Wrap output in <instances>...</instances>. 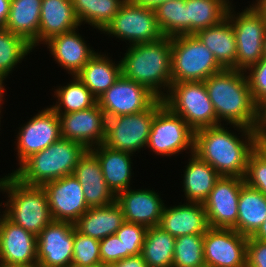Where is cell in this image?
Here are the masks:
<instances>
[{
  "instance_id": "6da1fadb",
  "label": "cell",
  "mask_w": 266,
  "mask_h": 267,
  "mask_svg": "<svg viewBox=\"0 0 266 267\" xmlns=\"http://www.w3.org/2000/svg\"><path fill=\"white\" fill-rule=\"evenodd\" d=\"M232 126L242 132L243 139L222 124L196 130L194 153L220 176L244 178L249 156L258 146L257 131L240 125Z\"/></svg>"
},
{
  "instance_id": "7a4b0ae2",
  "label": "cell",
  "mask_w": 266,
  "mask_h": 267,
  "mask_svg": "<svg viewBox=\"0 0 266 267\" xmlns=\"http://www.w3.org/2000/svg\"><path fill=\"white\" fill-rule=\"evenodd\" d=\"M245 73L242 70L223 69L204 81L218 125L226 121L227 125L256 130L257 105Z\"/></svg>"
},
{
  "instance_id": "3957f363",
  "label": "cell",
  "mask_w": 266,
  "mask_h": 267,
  "mask_svg": "<svg viewBox=\"0 0 266 267\" xmlns=\"http://www.w3.org/2000/svg\"><path fill=\"white\" fill-rule=\"evenodd\" d=\"M126 51L120 60L122 75L144 85L162 99L172 84L171 37L131 45Z\"/></svg>"
},
{
  "instance_id": "277c9868",
  "label": "cell",
  "mask_w": 266,
  "mask_h": 267,
  "mask_svg": "<svg viewBox=\"0 0 266 267\" xmlns=\"http://www.w3.org/2000/svg\"><path fill=\"white\" fill-rule=\"evenodd\" d=\"M0 191L8 196L2 214L25 230L37 236L53 221L42 186L24 184L11 173L0 178Z\"/></svg>"
},
{
  "instance_id": "5b68a950",
  "label": "cell",
  "mask_w": 266,
  "mask_h": 267,
  "mask_svg": "<svg viewBox=\"0 0 266 267\" xmlns=\"http://www.w3.org/2000/svg\"><path fill=\"white\" fill-rule=\"evenodd\" d=\"M87 150L79 142L61 138L32 154L12 174L24 184L42 186L48 181L72 175Z\"/></svg>"
},
{
  "instance_id": "8992f818",
  "label": "cell",
  "mask_w": 266,
  "mask_h": 267,
  "mask_svg": "<svg viewBox=\"0 0 266 267\" xmlns=\"http://www.w3.org/2000/svg\"><path fill=\"white\" fill-rule=\"evenodd\" d=\"M223 68L196 35L171 37L172 82L205 81Z\"/></svg>"
},
{
  "instance_id": "52a82bcc",
  "label": "cell",
  "mask_w": 266,
  "mask_h": 267,
  "mask_svg": "<svg viewBox=\"0 0 266 267\" xmlns=\"http://www.w3.org/2000/svg\"><path fill=\"white\" fill-rule=\"evenodd\" d=\"M162 100L194 131L218 125L204 81L172 82Z\"/></svg>"
},
{
  "instance_id": "ba28073f",
  "label": "cell",
  "mask_w": 266,
  "mask_h": 267,
  "mask_svg": "<svg viewBox=\"0 0 266 267\" xmlns=\"http://www.w3.org/2000/svg\"><path fill=\"white\" fill-rule=\"evenodd\" d=\"M163 105V100L158 98L142 112L107 118L103 144L130 154L147 147L153 118Z\"/></svg>"
},
{
  "instance_id": "9c48e42d",
  "label": "cell",
  "mask_w": 266,
  "mask_h": 267,
  "mask_svg": "<svg viewBox=\"0 0 266 267\" xmlns=\"http://www.w3.org/2000/svg\"><path fill=\"white\" fill-rule=\"evenodd\" d=\"M249 6L236 16L235 9L230 5L226 14L232 24L236 39L235 69L242 71L258 63L264 57L266 19L256 8Z\"/></svg>"
},
{
  "instance_id": "30bf717a",
  "label": "cell",
  "mask_w": 266,
  "mask_h": 267,
  "mask_svg": "<svg viewBox=\"0 0 266 267\" xmlns=\"http://www.w3.org/2000/svg\"><path fill=\"white\" fill-rule=\"evenodd\" d=\"M107 35L128 40L129 45L155 42L165 37L156 20L155 11L126 0L118 13L102 31Z\"/></svg>"
},
{
  "instance_id": "8fae6325",
  "label": "cell",
  "mask_w": 266,
  "mask_h": 267,
  "mask_svg": "<svg viewBox=\"0 0 266 267\" xmlns=\"http://www.w3.org/2000/svg\"><path fill=\"white\" fill-rule=\"evenodd\" d=\"M195 131L165 104L156 112L147 147L156 155L174 156L189 150L194 153Z\"/></svg>"
},
{
  "instance_id": "7c38bea8",
  "label": "cell",
  "mask_w": 266,
  "mask_h": 267,
  "mask_svg": "<svg viewBox=\"0 0 266 267\" xmlns=\"http://www.w3.org/2000/svg\"><path fill=\"white\" fill-rule=\"evenodd\" d=\"M157 99L158 97L147 87L121 74L115 83L97 99V103L107 119L142 112Z\"/></svg>"
},
{
  "instance_id": "4fadbf2b",
  "label": "cell",
  "mask_w": 266,
  "mask_h": 267,
  "mask_svg": "<svg viewBox=\"0 0 266 267\" xmlns=\"http://www.w3.org/2000/svg\"><path fill=\"white\" fill-rule=\"evenodd\" d=\"M244 178L220 176L203 202L210 228L237 231L238 201Z\"/></svg>"
},
{
  "instance_id": "5bb4252c",
  "label": "cell",
  "mask_w": 266,
  "mask_h": 267,
  "mask_svg": "<svg viewBox=\"0 0 266 267\" xmlns=\"http://www.w3.org/2000/svg\"><path fill=\"white\" fill-rule=\"evenodd\" d=\"M16 136V154L20 166L32 154L44 150L62 138L59 115L49 107L44 108L19 127Z\"/></svg>"
},
{
  "instance_id": "9a60e30c",
  "label": "cell",
  "mask_w": 266,
  "mask_h": 267,
  "mask_svg": "<svg viewBox=\"0 0 266 267\" xmlns=\"http://www.w3.org/2000/svg\"><path fill=\"white\" fill-rule=\"evenodd\" d=\"M248 237L234 229L209 228L204 234V260L211 267H246Z\"/></svg>"
},
{
  "instance_id": "2e32d148",
  "label": "cell",
  "mask_w": 266,
  "mask_h": 267,
  "mask_svg": "<svg viewBox=\"0 0 266 267\" xmlns=\"http://www.w3.org/2000/svg\"><path fill=\"white\" fill-rule=\"evenodd\" d=\"M74 223L52 221L37 235V267H71Z\"/></svg>"
},
{
  "instance_id": "e0dca14e",
  "label": "cell",
  "mask_w": 266,
  "mask_h": 267,
  "mask_svg": "<svg viewBox=\"0 0 266 267\" xmlns=\"http://www.w3.org/2000/svg\"><path fill=\"white\" fill-rule=\"evenodd\" d=\"M54 221L75 223L88 209L79 181L68 175L42 185Z\"/></svg>"
},
{
  "instance_id": "ac0fdd59",
  "label": "cell",
  "mask_w": 266,
  "mask_h": 267,
  "mask_svg": "<svg viewBox=\"0 0 266 267\" xmlns=\"http://www.w3.org/2000/svg\"><path fill=\"white\" fill-rule=\"evenodd\" d=\"M0 265L37 266V236L0 215Z\"/></svg>"
},
{
  "instance_id": "d6986e66",
  "label": "cell",
  "mask_w": 266,
  "mask_h": 267,
  "mask_svg": "<svg viewBox=\"0 0 266 267\" xmlns=\"http://www.w3.org/2000/svg\"><path fill=\"white\" fill-rule=\"evenodd\" d=\"M61 137L83 144L91 149L103 144L106 117L98 103L89 109L60 114Z\"/></svg>"
},
{
  "instance_id": "ffe728a7",
  "label": "cell",
  "mask_w": 266,
  "mask_h": 267,
  "mask_svg": "<svg viewBox=\"0 0 266 267\" xmlns=\"http://www.w3.org/2000/svg\"><path fill=\"white\" fill-rule=\"evenodd\" d=\"M124 220L147 228L159 225L165 203L158 192L148 189L128 188L116 195Z\"/></svg>"
},
{
  "instance_id": "44dd1931",
  "label": "cell",
  "mask_w": 266,
  "mask_h": 267,
  "mask_svg": "<svg viewBox=\"0 0 266 267\" xmlns=\"http://www.w3.org/2000/svg\"><path fill=\"white\" fill-rule=\"evenodd\" d=\"M81 184L88 207H101L116 201V195L106 184L96 155L88 149L72 174Z\"/></svg>"
},
{
  "instance_id": "7402d4cb",
  "label": "cell",
  "mask_w": 266,
  "mask_h": 267,
  "mask_svg": "<svg viewBox=\"0 0 266 267\" xmlns=\"http://www.w3.org/2000/svg\"><path fill=\"white\" fill-rule=\"evenodd\" d=\"M158 226L175 238L190 234L204 235L210 228L204 205L198 202L165 206Z\"/></svg>"
},
{
  "instance_id": "603a6c76",
  "label": "cell",
  "mask_w": 266,
  "mask_h": 267,
  "mask_svg": "<svg viewBox=\"0 0 266 267\" xmlns=\"http://www.w3.org/2000/svg\"><path fill=\"white\" fill-rule=\"evenodd\" d=\"M76 29L78 30V28H75L57 34L43 43L49 48L54 60L72 76L76 75L96 54L91 47H88L89 45L76 32Z\"/></svg>"
},
{
  "instance_id": "cb8c5ba5",
  "label": "cell",
  "mask_w": 266,
  "mask_h": 267,
  "mask_svg": "<svg viewBox=\"0 0 266 267\" xmlns=\"http://www.w3.org/2000/svg\"><path fill=\"white\" fill-rule=\"evenodd\" d=\"M125 222L121 207L115 201L101 207H90L75 223L82 235L102 240L113 235Z\"/></svg>"
},
{
  "instance_id": "d4e9b609",
  "label": "cell",
  "mask_w": 266,
  "mask_h": 267,
  "mask_svg": "<svg viewBox=\"0 0 266 267\" xmlns=\"http://www.w3.org/2000/svg\"><path fill=\"white\" fill-rule=\"evenodd\" d=\"M90 150L99 160L106 184L115 195L130 188L132 154L110 149L104 144Z\"/></svg>"
},
{
  "instance_id": "484cf974",
  "label": "cell",
  "mask_w": 266,
  "mask_h": 267,
  "mask_svg": "<svg viewBox=\"0 0 266 267\" xmlns=\"http://www.w3.org/2000/svg\"><path fill=\"white\" fill-rule=\"evenodd\" d=\"M72 0H42L39 43L51 37L80 27Z\"/></svg>"
},
{
  "instance_id": "4316f807",
  "label": "cell",
  "mask_w": 266,
  "mask_h": 267,
  "mask_svg": "<svg viewBox=\"0 0 266 267\" xmlns=\"http://www.w3.org/2000/svg\"><path fill=\"white\" fill-rule=\"evenodd\" d=\"M42 0H11L6 30L23 37L33 48L39 45Z\"/></svg>"
},
{
  "instance_id": "83f0119b",
  "label": "cell",
  "mask_w": 266,
  "mask_h": 267,
  "mask_svg": "<svg viewBox=\"0 0 266 267\" xmlns=\"http://www.w3.org/2000/svg\"><path fill=\"white\" fill-rule=\"evenodd\" d=\"M209 48L223 69H235L237 46L234 29L226 17L219 24L195 34Z\"/></svg>"
},
{
  "instance_id": "f1b7e54d",
  "label": "cell",
  "mask_w": 266,
  "mask_h": 267,
  "mask_svg": "<svg viewBox=\"0 0 266 267\" xmlns=\"http://www.w3.org/2000/svg\"><path fill=\"white\" fill-rule=\"evenodd\" d=\"M185 166L183 191L188 202L203 203L220 178L218 172L206 161L191 153Z\"/></svg>"
},
{
  "instance_id": "f546056e",
  "label": "cell",
  "mask_w": 266,
  "mask_h": 267,
  "mask_svg": "<svg viewBox=\"0 0 266 267\" xmlns=\"http://www.w3.org/2000/svg\"><path fill=\"white\" fill-rule=\"evenodd\" d=\"M121 74V61L116 64L106 54L101 55L96 52L76 76L98 99L115 83Z\"/></svg>"
},
{
  "instance_id": "4dcf8cb0",
  "label": "cell",
  "mask_w": 266,
  "mask_h": 267,
  "mask_svg": "<svg viewBox=\"0 0 266 267\" xmlns=\"http://www.w3.org/2000/svg\"><path fill=\"white\" fill-rule=\"evenodd\" d=\"M266 218V196L259 190L248 186L241 187L238 201L237 232L252 236Z\"/></svg>"
},
{
  "instance_id": "1f68e13d",
  "label": "cell",
  "mask_w": 266,
  "mask_h": 267,
  "mask_svg": "<svg viewBox=\"0 0 266 267\" xmlns=\"http://www.w3.org/2000/svg\"><path fill=\"white\" fill-rule=\"evenodd\" d=\"M187 35L215 26L226 18L229 0H186Z\"/></svg>"
},
{
  "instance_id": "d6a6232c",
  "label": "cell",
  "mask_w": 266,
  "mask_h": 267,
  "mask_svg": "<svg viewBox=\"0 0 266 267\" xmlns=\"http://www.w3.org/2000/svg\"><path fill=\"white\" fill-rule=\"evenodd\" d=\"M176 238L160 226L149 227L141 256L148 267H172Z\"/></svg>"
},
{
  "instance_id": "836d02e7",
  "label": "cell",
  "mask_w": 266,
  "mask_h": 267,
  "mask_svg": "<svg viewBox=\"0 0 266 267\" xmlns=\"http://www.w3.org/2000/svg\"><path fill=\"white\" fill-rule=\"evenodd\" d=\"M126 0H72V6L80 24L88 23L103 31L117 15Z\"/></svg>"
},
{
  "instance_id": "e575fe53",
  "label": "cell",
  "mask_w": 266,
  "mask_h": 267,
  "mask_svg": "<svg viewBox=\"0 0 266 267\" xmlns=\"http://www.w3.org/2000/svg\"><path fill=\"white\" fill-rule=\"evenodd\" d=\"M60 87L54 91L56 104L50 107L58 115L89 109L97 103V99L76 75H73V81Z\"/></svg>"
},
{
  "instance_id": "d590c367",
  "label": "cell",
  "mask_w": 266,
  "mask_h": 267,
  "mask_svg": "<svg viewBox=\"0 0 266 267\" xmlns=\"http://www.w3.org/2000/svg\"><path fill=\"white\" fill-rule=\"evenodd\" d=\"M186 0H169L158 5L154 11L160 30L165 37L187 35Z\"/></svg>"
},
{
  "instance_id": "8d00e7d4",
  "label": "cell",
  "mask_w": 266,
  "mask_h": 267,
  "mask_svg": "<svg viewBox=\"0 0 266 267\" xmlns=\"http://www.w3.org/2000/svg\"><path fill=\"white\" fill-rule=\"evenodd\" d=\"M31 45L20 35L0 29V76H9L13 68L32 52Z\"/></svg>"
},
{
  "instance_id": "74e56055",
  "label": "cell",
  "mask_w": 266,
  "mask_h": 267,
  "mask_svg": "<svg viewBox=\"0 0 266 267\" xmlns=\"http://www.w3.org/2000/svg\"><path fill=\"white\" fill-rule=\"evenodd\" d=\"M204 235H184L176 238L172 267H200L205 265Z\"/></svg>"
},
{
  "instance_id": "f35d334b",
  "label": "cell",
  "mask_w": 266,
  "mask_h": 267,
  "mask_svg": "<svg viewBox=\"0 0 266 267\" xmlns=\"http://www.w3.org/2000/svg\"><path fill=\"white\" fill-rule=\"evenodd\" d=\"M100 241L74 230L73 259L71 267H100Z\"/></svg>"
},
{
  "instance_id": "ab89813d",
  "label": "cell",
  "mask_w": 266,
  "mask_h": 267,
  "mask_svg": "<svg viewBox=\"0 0 266 267\" xmlns=\"http://www.w3.org/2000/svg\"><path fill=\"white\" fill-rule=\"evenodd\" d=\"M147 229V227L141 224L126 221L120 226L115 234L122 241L123 259L141 254Z\"/></svg>"
},
{
  "instance_id": "60d3db41",
  "label": "cell",
  "mask_w": 266,
  "mask_h": 267,
  "mask_svg": "<svg viewBox=\"0 0 266 267\" xmlns=\"http://www.w3.org/2000/svg\"><path fill=\"white\" fill-rule=\"evenodd\" d=\"M244 181L266 196V152L258 146L249 156Z\"/></svg>"
},
{
  "instance_id": "b9f144b4",
  "label": "cell",
  "mask_w": 266,
  "mask_h": 267,
  "mask_svg": "<svg viewBox=\"0 0 266 267\" xmlns=\"http://www.w3.org/2000/svg\"><path fill=\"white\" fill-rule=\"evenodd\" d=\"M245 72L253 100L258 106L266 99V57L248 67Z\"/></svg>"
},
{
  "instance_id": "7bdbcfd3",
  "label": "cell",
  "mask_w": 266,
  "mask_h": 267,
  "mask_svg": "<svg viewBox=\"0 0 266 267\" xmlns=\"http://www.w3.org/2000/svg\"><path fill=\"white\" fill-rule=\"evenodd\" d=\"M100 258L102 265L106 267L123 259L122 241L116 234L100 240Z\"/></svg>"
},
{
  "instance_id": "ee69618b",
  "label": "cell",
  "mask_w": 266,
  "mask_h": 267,
  "mask_svg": "<svg viewBox=\"0 0 266 267\" xmlns=\"http://www.w3.org/2000/svg\"><path fill=\"white\" fill-rule=\"evenodd\" d=\"M246 267H266V241L248 237Z\"/></svg>"
},
{
  "instance_id": "f6af8a7d",
  "label": "cell",
  "mask_w": 266,
  "mask_h": 267,
  "mask_svg": "<svg viewBox=\"0 0 266 267\" xmlns=\"http://www.w3.org/2000/svg\"><path fill=\"white\" fill-rule=\"evenodd\" d=\"M109 267H148L141 254L132 255L118 262L111 264Z\"/></svg>"
},
{
  "instance_id": "bcb514c9",
  "label": "cell",
  "mask_w": 266,
  "mask_h": 267,
  "mask_svg": "<svg viewBox=\"0 0 266 267\" xmlns=\"http://www.w3.org/2000/svg\"><path fill=\"white\" fill-rule=\"evenodd\" d=\"M11 7V0H0V29H4Z\"/></svg>"
},
{
  "instance_id": "7dc6e473",
  "label": "cell",
  "mask_w": 266,
  "mask_h": 267,
  "mask_svg": "<svg viewBox=\"0 0 266 267\" xmlns=\"http://www.w3.org/2000/svg\"><path fill=\"white\" fill-rule=\"evenodd\" d=\"M257 131V145L266 152V121L256 130Z\"/></svg>"
},
{
  "instance_id": "c3c4849f",
  "label": "cell",
  "mask_w": 266,
  "mask_h": 267,
  "mask_svg": "<svg viewBox=\"0 0 266 267\" xmlns=\"http://www.w3.org/2000/svg\"><path fill=\"white\" fill-rule=\"evenodd\" d=\"M266 121V99L257 106L256 130Z\"/></svg>"
},
{
  "instance_id": "681fc988",
  "label": "cell",
  "mask_w": 266,
  "mask_h": 267,
  "mask_svg": "<svg viewBox=\"0 0 266 267\" xmlns=\"http://www.w3.org/2000/svg\"><path fill=\"white\" fill-rule=\"evenodd\" d=\"M130 1L147 8L155 9L158 5L169 0H130Z\"/></svg>"
},
{
  "instance_id": "f907efd6",
  "label": "cell",
  "mask_w": 266,
  "mask_h": 267,
  "mask_svg": "<svg viewBox=\"0 0 266 267\" xmlns=\"http://www.w3.org/2000/svg\"><path fill=\"white\" fill-rule=\"evenodd\" d=\"M254 239L266 241V218L263 224L257 229V231L252 235Z\"/></svg>"
},
{
  "instance_id": "816d5d0a",
  "label": "cell",
  "mask_w": 266,
  "mask_h": 267,
  "mask_svg": "<svg viewBox=\"0 0 266 267\" xmlns=\"http://www.w3.org/2000/svg\"><path fill=\"white\" fill-rule=\"evenodd\" d=\"M252 6L256 8L266 19V0H256Z\"/></svg>"
},
{
  "instance_id": "f5cc1de1",
  "label": "cell",
  "mask_w": 266,
  "mask_h": 267,
  "mask_svg": "<svg viewBox=\"0 0 266 267\" xmlns=\"http://www.w3.org/2000/svg\"><path fill=\"white\" fill-rule=\"evenodd\" d=\"M4 80H5V78H3V77L0 76V112H1V105L3 104L1 102L4 100L3 99V97H4L3 94H4V91H5V87L3 85Z\"/></svg>"
},
{
  "instance_id": "db71d44e",
  "label": "cell",
  "mask_w": 266,
  "mask_h": 267,
  "mask_svg": "<svg viewBox=\"0 0 266 267\" xmlns=\"http://www.w3.org/2000/svg\"><path fill=\"white\" fill-rule=\"evenodd\" d=\"M0 267H37V266L0 265Z\"/></svg>"
},
{
  "instance_id": "11a10c76",
  "label": "cell",
  "mask_w": 266,
  "mask_h": 267,
  "mask_svg": "<svg viewBox=\"0 0 266 267\" xmlns=\"http://www.w3.org/2000/svg\"><path fill=\"white\" fill-rule=\"evenodd\" d=\"M263 55L266 57V34H265L264 45H263Z\"/></svg>"
},
{
  "instance_id": "9f6ffc18",
  "label": "cell",
  "mask_w": 266,
  "mask_h": 267,
  "mask_svg": "<svg viewBox=\"0 0 266 267\" xmlns=\"http://www.w3.org/2000/svg\"><path fill=\"white\" fill-rule=\"evenodd\" d=\"M200 267H211V266L205 264V265H202Z\"/></svg>"
}]
</instances>
